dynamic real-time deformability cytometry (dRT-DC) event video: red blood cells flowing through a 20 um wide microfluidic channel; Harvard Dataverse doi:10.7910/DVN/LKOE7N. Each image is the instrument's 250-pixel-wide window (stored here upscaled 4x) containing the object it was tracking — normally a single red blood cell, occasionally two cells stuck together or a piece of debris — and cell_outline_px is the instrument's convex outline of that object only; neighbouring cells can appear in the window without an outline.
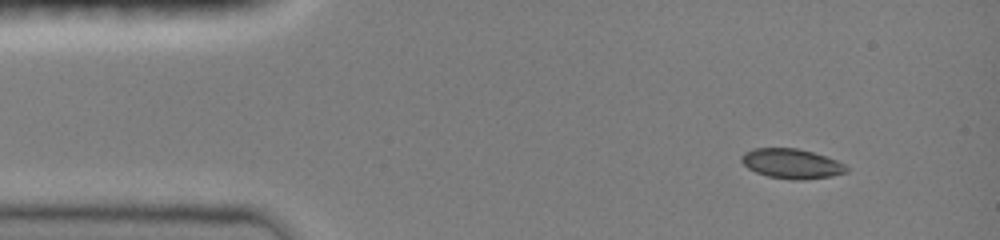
{"species": "common noctule bat (a hibernating species)", "species_latin": "Nyctalus noctula", "temperature_condition": "room temperature", "stored_images_in_passage": 29, "camera_frame_rate_fps": 3000, "um_per_image_px": 0.085, "animal": {"sex": "female", "body_mass_g": 19.0, "forearm_length_mm": 51.5}, "frame": {"image": 1, "passage_image": 5, "time_ms": 1.333, "image_size_px": [1000, 240], "cell_outline_px": [[848, 172], [832, 176], [804, 180], [792, 180], [768, 176], [756, 172], [748, 168], [740, 160], [740, 156], [744, 152], [752, 148], [796, 148], [812, 152], [836, 160], [844, 164], [848, 168]], "centroid_in_image_um": [67.27, 13.91], "position_along_channel_um": 17.7, "area_um2": 18.26}}
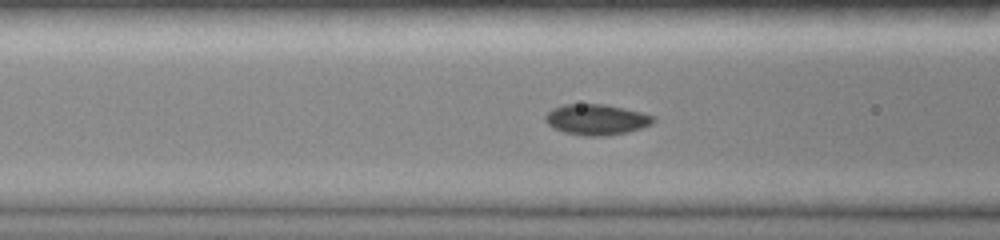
{"frame": {"image": 2, "passage_image": 21, "time_ms": 5.667, "image_size_px": [1000, 240], "cell_outline_px": [[656, 120], [652, 124], [628, 132], [604, 136], [588, 136], [564, 132], [552, 128], [544, 120], [544, 116], [552, 108], [564, 104], [604, 104], [624, 108], [656, 116]], "centroid_in_image_um": [50.69, 10.16], "position_along_channel_um": 115.9, "area_um2": 19.42}}
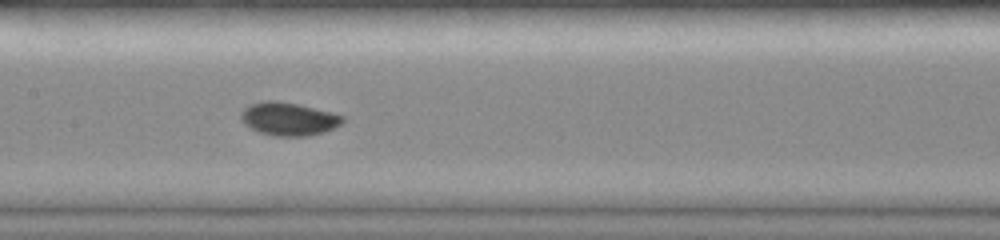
{"frame": {"image": 3, "passage_image": 28, "time_ms": 7.333, "image_size_px": [1000, 240], "cell_outline_px": [[344, 120], [340, 124], [324, 132], [308, 136], [276, 136], [260, 132], [244, 124], [240, 120], [240, 112], [248, 104], [264, 100], [276, 100], [296, 104], [344, 116]], "centroid_in_image_um": [24.46, 10.1], "position_along_channel_um": 182.9, "area_um2": 19.48}}